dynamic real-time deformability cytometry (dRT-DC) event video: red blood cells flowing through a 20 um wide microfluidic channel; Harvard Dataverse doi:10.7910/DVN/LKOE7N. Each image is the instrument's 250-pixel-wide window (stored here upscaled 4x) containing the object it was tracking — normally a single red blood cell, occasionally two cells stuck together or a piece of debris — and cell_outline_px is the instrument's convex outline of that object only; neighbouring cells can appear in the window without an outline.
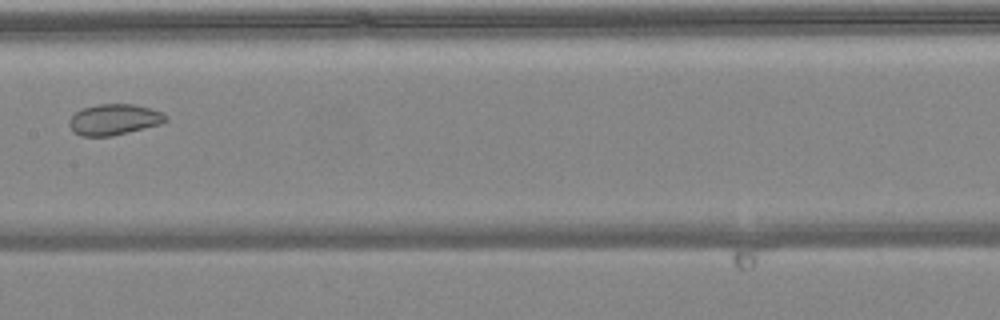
{"species": "common noctule bat (a hibernating species)", "species_latin": "Nyctalus noctula", "temperature_condition": "warm", "stored_images_in_passage": 7, "camera_frame_rate_fps": 3000, "um_per_image_px": 0.085, "animal": {"sex": "female", "body_mass_g": 24.6, "forearm_length_mm": 56.2}, "frame": {"image": 1, "passage_image": 7, "time_ms": 2.0, "image_size_px": [1000, 320], "cell_outline_px": [[168, 120], [160, 124], [112, 136], [80, 136], [72, 132], [68, 124], [68, 120], [76, 112], [84, 108], [96, 104], [136, 104], [164, 112], [168, 116]], "centroid_in_image_um": [9.7, 10.16], "position_along_channel_um": 197.7, "area_um2": 17.57}}